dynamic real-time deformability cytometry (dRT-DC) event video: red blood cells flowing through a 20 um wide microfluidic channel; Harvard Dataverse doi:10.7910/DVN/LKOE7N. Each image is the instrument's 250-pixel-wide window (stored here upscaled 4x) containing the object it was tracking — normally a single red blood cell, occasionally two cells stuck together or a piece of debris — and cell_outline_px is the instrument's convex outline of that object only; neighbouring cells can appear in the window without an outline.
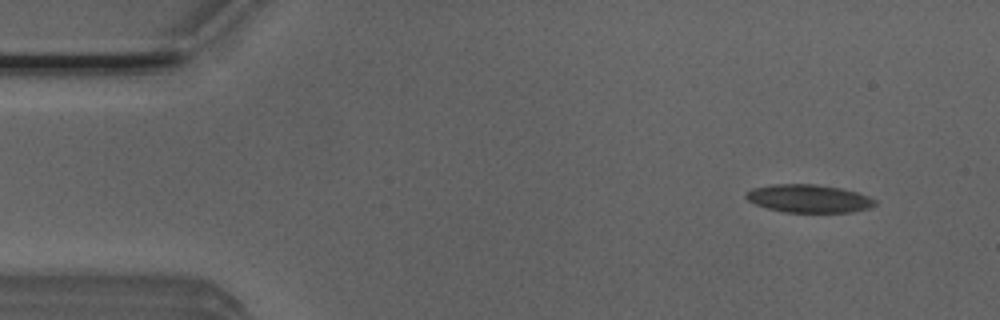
{"species": "Egyptian fruit bat (a non-hibernating species)", "species_latin": "Rousettus aegyptiacus", "temperature_condition": "room temperature", "stored_images_in_passage": 2, "camera_frame_rate_fps": 3000, "um_per_image_px": 0.085, "animal": {"sex": "male"}, "frame": {"image": 1, "passage_image": 2, "time_ms": 0.333, "image_size_px": [1000, 320], "cell_outline_px": [[876, 204], [868, 208], [852, 212], [784, 212], [768, 208], [756, 204], [748, 200], [744, 196], [752, 188], [772, 184], [816, 184], [840, 188], [856, 192], [868, 196], [876, 200]], "centroid_in_image_um": [68.74, 16.87], "position_along_channel_um": 16.3, "area_um2": 20.92}}